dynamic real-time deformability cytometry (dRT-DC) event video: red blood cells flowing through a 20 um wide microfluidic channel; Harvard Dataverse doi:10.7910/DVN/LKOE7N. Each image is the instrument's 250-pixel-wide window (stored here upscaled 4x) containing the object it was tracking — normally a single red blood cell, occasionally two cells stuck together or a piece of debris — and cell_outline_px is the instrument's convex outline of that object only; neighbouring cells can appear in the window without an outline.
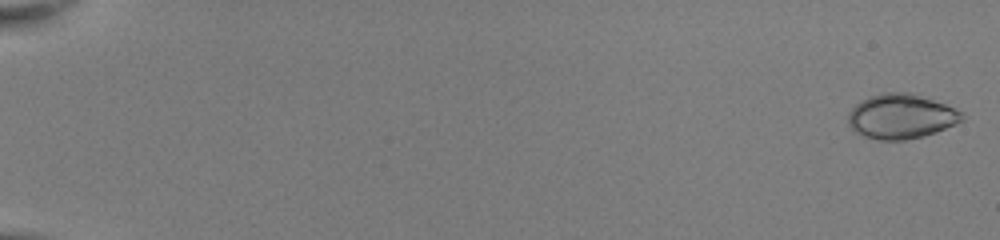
{"species": "common noctule bat (a hibernating species)", "species_latin": "Nyctalus noctula", "temperature_condition": "room temperature", "stored_images_in_passage": 52, "camera_frame_rate_fps": 3000, "um_per_image_px": 0.085, "animal": {"sex": "female", "body_mass_g": 22.0, "forearm_length_mm": 56.7}, "frame": {"image": 1, "passage_image": 1, "time_ms": 0.0, "image_size_px": [1000, 240], "cell_outline_px": [[964, 120], [956, 124], [936, 132], [924, 136], [904, 140], [880, 140], [864, 136], [856, 132], [848, 124], [848, 112], [860, 100], [868, 96], [884, 92], [908, 92], [944, 104], [964, 112]], "centroid_in_image_um": [76.59, 9.89], "position_along_channel_um": 8.4, "area_um2": 29.71}}
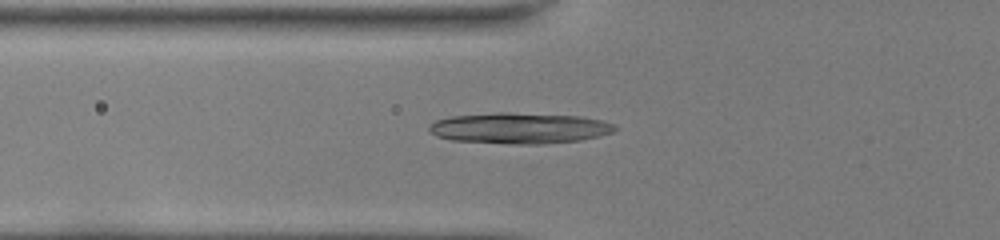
{"frame": {"image": 2, "passage_image": 21, "time_ms": 6.667, "image_size_px": [1000, 240], "cell_outline_px": [[616, 128], [612, 132], [600, 136], [580, 140], [544, 144], [508, 144], [452, 140], [436, 136], [428, 128], [428, 124], [436, 120], [448, 116], [496, 112], [508, 112], [580, 116], [600, 120], [612, 124]], "centroid_in_image_um": [44.1, 10.89], "position_along_channel_um": 81.7, "area_um2": 33.64}}
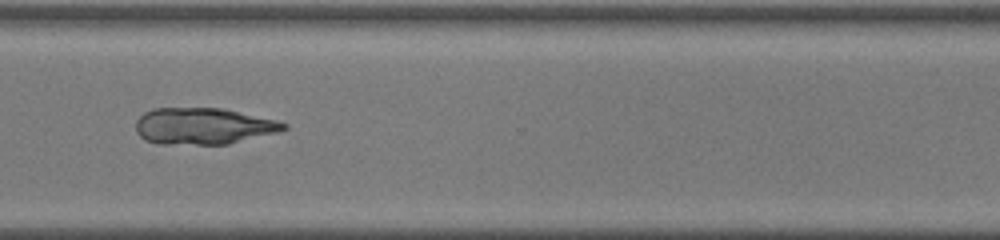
{"frame": {"image": 3, "passage_image": 41, "time_ms": 13.333, "image_size_px": [1000, 240], "cell_outline_px": [[288, 128], [276, 132], [228, 144], [160, 144], [144, 140], [136, 132], [136, 120], [144, 112], [152, 108], [224, 108], [276, 120], [288, 124]], "centroid_in_image_um": [17.25, 10.71], "position_along_channel_um": 353.4, "area_um2": 31.5}}